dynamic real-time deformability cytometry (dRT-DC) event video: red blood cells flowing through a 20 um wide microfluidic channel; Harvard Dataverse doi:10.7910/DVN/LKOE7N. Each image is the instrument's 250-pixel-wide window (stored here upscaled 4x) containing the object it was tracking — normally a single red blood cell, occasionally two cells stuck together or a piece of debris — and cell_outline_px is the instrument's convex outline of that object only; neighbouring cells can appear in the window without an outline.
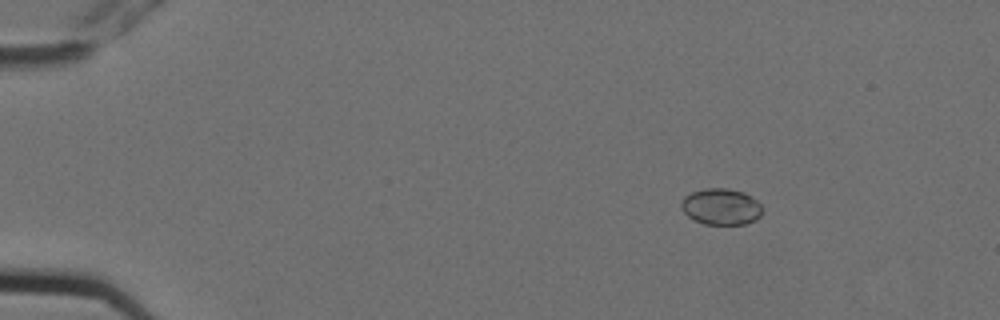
{"species": "Egyptian fruit bat (a non-hibernating species)", "species_latin": "Rousettus aegyptiacus", "temperature_condition": "cold", "stored_images_in_passage": 6, "camera_frame_rate_fps": 3000, "um_per_image_px": 0.085, "animal": {"sex": "female"}, "frame": {"image": 1, "passage_image": 2, "time_ms": 0.333, "image_size_px": [1000, 320], "cell_outline_px": [[760, 216], [756, 220], [744, 224], [704, 224], [688, 216], [680, 208], [680, 204], [684, 196], [692, 192], [704, 188], [728, 188], [744, 192], [756, 200], [760, 204]], "centroid_in_image_um": [61.26, 17.56], "position_along_channel_um": 23.7, "area_um2": 17.11}}
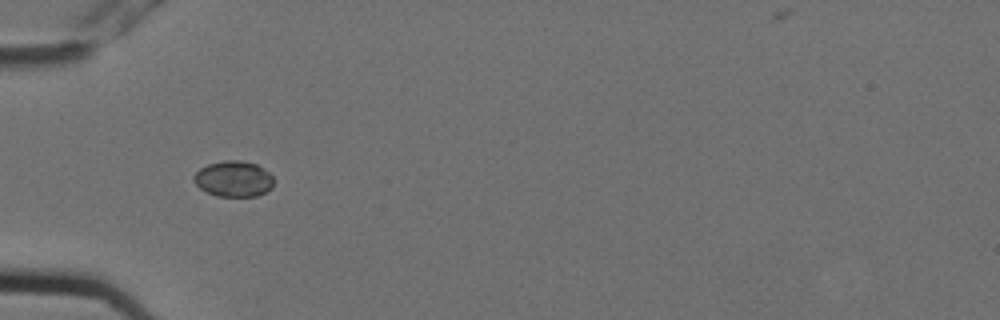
{"frame": {"image": 2, "passage_image": 5, "time_ms": 1.333, "image_size_px": [1000, 320], "cell_outline_px": [[272, 188], [256, 196], [216, 196], [200, 188], [192, 180], [192, 176], [200, 168], [208, 164], [224, 160], [240, 160], [256, 164], [268, 172], [272, 176]], "centroid_in_image_um": [19.82, 15.19], "position_along_channel_um": 65.2, "area_um2": 16.59}}
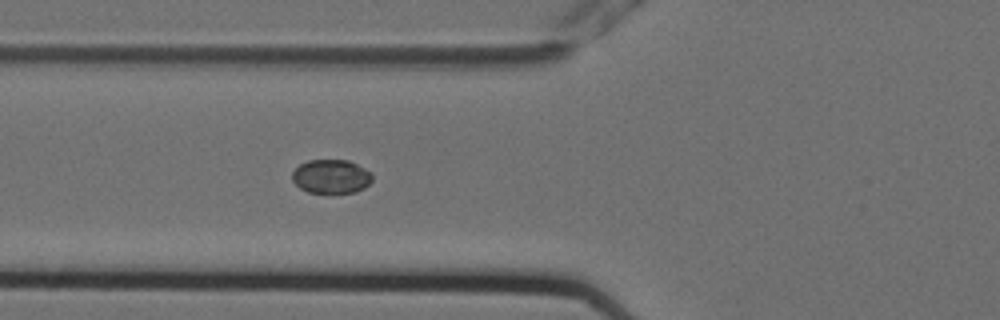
{"frame": {"image": 3, "passage_image": 6, "time_ms": 1.667, "image_size_px": [1000, 320], "cell_outline_px": [[372, 180], [364, 188], [356, 192], [308, 192], [300, 188], [292, 180], [292, 172], [300, 164], [308, 160], [348, 160], [372, 172]], "centroid_in_image_um": [28.15, 14.99], "position_along_channel_um": 97.6, "area_um2": 15.72}}